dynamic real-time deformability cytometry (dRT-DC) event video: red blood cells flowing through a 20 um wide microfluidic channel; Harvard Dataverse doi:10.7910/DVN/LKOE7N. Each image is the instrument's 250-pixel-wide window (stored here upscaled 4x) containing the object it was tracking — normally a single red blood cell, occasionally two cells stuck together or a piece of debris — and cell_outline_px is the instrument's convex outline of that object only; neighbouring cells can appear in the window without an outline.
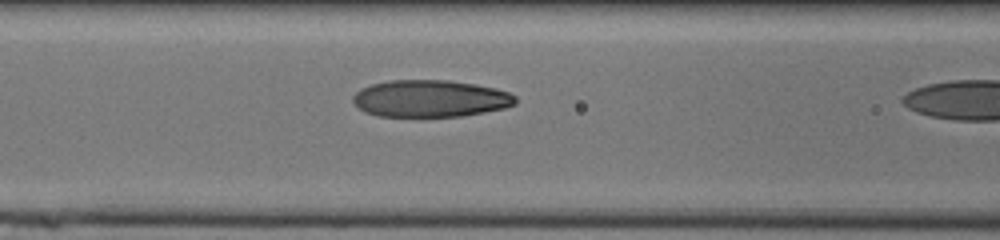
{"species": "human", "species_latin": "Homo sapiens", "temperature_condition": "cold", "stored_images_in_passage": 19, "camera_frame_rate_fps": 3000, "um_per_image_px": 0.085, "donor": {"sex": "male"}, "frame": {"image": 1, "passage_image": 18, "time_ms": 5.667, "image_size_px": [1000, 240], "cell_outline_px": [[516, 104], [504, 108], [464, 116], [376, 116], [364, 112], [352, 100], [352, 96], [360, 88], [372, 84], [388, 80], [448, 80], [476, 84], [496, 88], [508, 92], [516, 96]], "centroid_in_image_um": [36.57, 8.37], "position_along_channel_um": 130.0, "area_um2": 35.2}}